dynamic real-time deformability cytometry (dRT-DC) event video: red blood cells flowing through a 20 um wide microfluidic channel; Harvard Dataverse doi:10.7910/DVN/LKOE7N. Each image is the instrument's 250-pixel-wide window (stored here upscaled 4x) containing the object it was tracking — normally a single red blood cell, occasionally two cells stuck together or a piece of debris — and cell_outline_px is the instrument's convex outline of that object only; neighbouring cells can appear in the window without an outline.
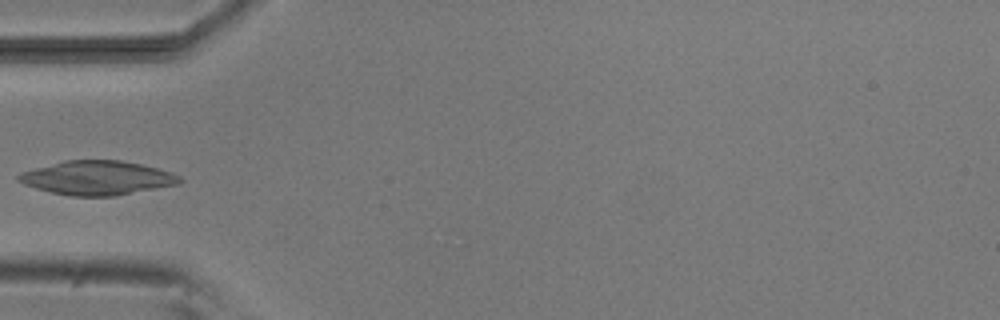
{"species": "common noctule bat (a hibernating species)", "species_latin": "Nyctalus noctula", "temperature_condition": "room temperature", "stored_images_in_passage": 4, "camera_frame_rate_fps": 3000, "um_per_image_px": 0.085, "animal": {"sex": "male", "body_mass_g": 20.5, "forearm_length_mm": 52.5}, "frame": {"image": 1, "passage_image": 4, "time_ms": 3.333, "image_size_px": [1000, 320], "cell_outline_px": [[184, 180], [180, 184], [116, 196], [72, 196], [52, 192], [36, 188], [24, 184], [16, 180], [16, 176], [20, 172], [64, 160], [120, 160], [140, 164], [172, 172], [180, 176]], "centroid_in_image_um": [8.28, 15.12], "position_along_channel_um": 76.7, "area_um2": 32.08}}